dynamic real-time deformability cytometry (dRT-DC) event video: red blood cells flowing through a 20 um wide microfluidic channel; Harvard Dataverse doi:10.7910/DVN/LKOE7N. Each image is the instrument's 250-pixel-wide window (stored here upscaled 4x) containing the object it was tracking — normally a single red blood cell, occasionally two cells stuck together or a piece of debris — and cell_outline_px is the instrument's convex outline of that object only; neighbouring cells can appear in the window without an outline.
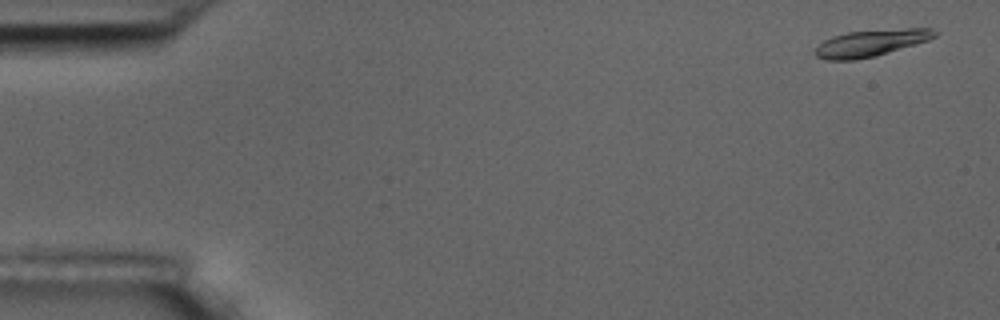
{"species": "common noctule bat (a hibernating species)", "species_latin": "Nyctalus noctula", "temperature_condition": "room temperature", "stored_images_in_passage": 5, "camera_frame_rate_fps": 3000, "um_per_image_px": 0.085, "animal": {"sex": "male", "body_mass_g": 17.5, "forearm_length_mm": 52.3}, "frame": {"image": 1, "passage_image": 1, "time_ms": 0.0, "image_size_px": [1000, 320], "cell_outline_px": [[940, 32], [936, 36], [928, 40], [876, 56], [856, 60], [828, 60], [816, 56], [812, 52], [824, 40], [832, 36], [848, 32], [904, 28], [932, 28]], "centroid_in_image_um": [74.04, 3.65], "position_along_channel_um": 11.0, "area_um2": 18.67}}
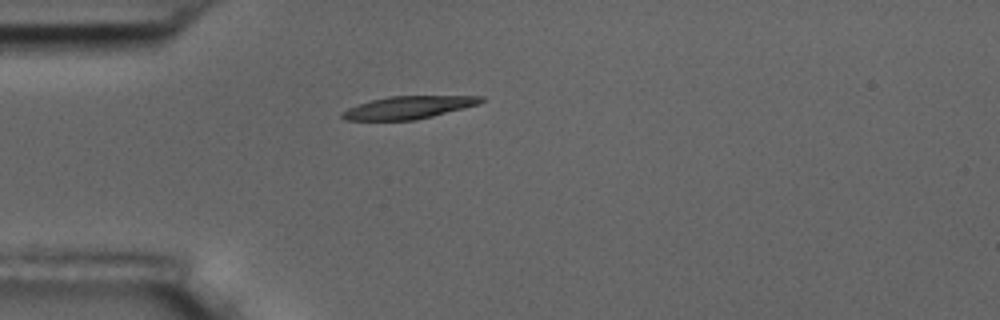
{"frame": {"image": 2, "passage_image": 4, "time_ms": 4.333, "image_size_px": [1000, 320], "cell_outline_px": [[484, 100], [480, 104], [416, 120], [344, 120], [340, 116], [340, 112], [348, 108], [372, 100], [388, 96], [484, 96]], "centroid_in_image_um": [34.71, 9.13], "position_along_channel_um": 50.3, "area_um2": 18.26}}